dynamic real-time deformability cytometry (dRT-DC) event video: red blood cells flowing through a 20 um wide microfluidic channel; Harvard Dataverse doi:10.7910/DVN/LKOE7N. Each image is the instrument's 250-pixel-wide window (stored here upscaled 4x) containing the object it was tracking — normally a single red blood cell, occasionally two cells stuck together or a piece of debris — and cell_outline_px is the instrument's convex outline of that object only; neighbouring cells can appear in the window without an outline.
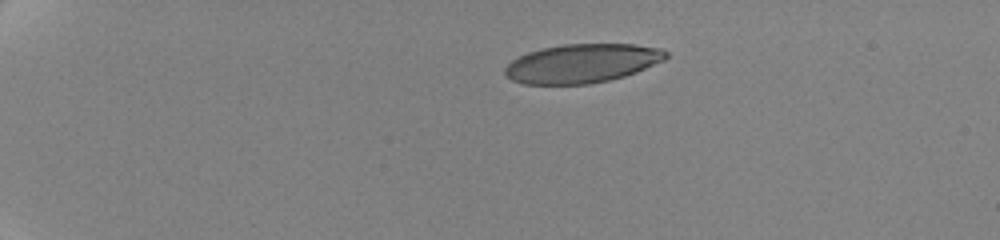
{"species": "human", "species_latin": "Homo sapiens", "temperature_condition": "cold", "stored_images_in_passage": 34, "camera_frame_rate_fps": 3000, "um_per_image_px": 0.085, "donor": {"sex": "female"}, "frame": {"image": 1, "passage_image": 1, "time_ms": 0.0, "image_size_px": [1000, 240], "cell_outline_px": [[668, 56], [664, 60], [636, 72], [624, 76], [608, 80], [588, 84], [520, 84], [512, 80], [504, 72], [504, 68], [512, 60], [528, 52], [544, 48], [564, 44], [636, 44], [660, 48], [668, 52]], "centroid_in_image_um": [49.48, 5.38], "position_along_channel_um": 35.5, "area_um2": 36.36}}
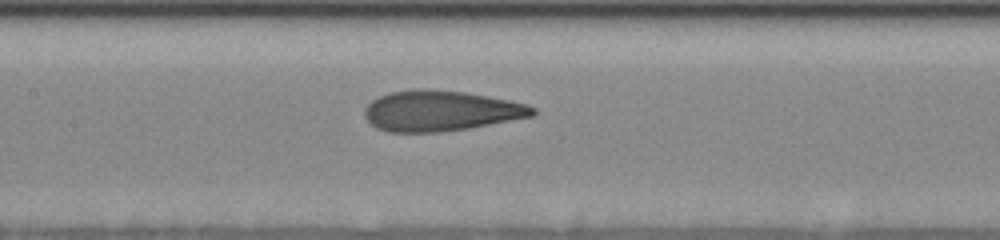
{"frame": {"image": 2, "passage_image": 18, "time_ms": 6.333, "image_size_px": [1000, 240], "cell_outline_px": [[536, 112], [532, 116], [468, 128], [440, 132], [388, 132], [376, 128], [364, 116], [364, 108], [372, 100], [380, 96], [392, 92], [412, 88], [428, 88], [464, 92], [488, 96], [508, 100], [524, 104], [536, 108]], "centroid_in_image_um": [37.41, 9.41], "position_along_channel_um": 170.0, "area_um2": 39.59}}
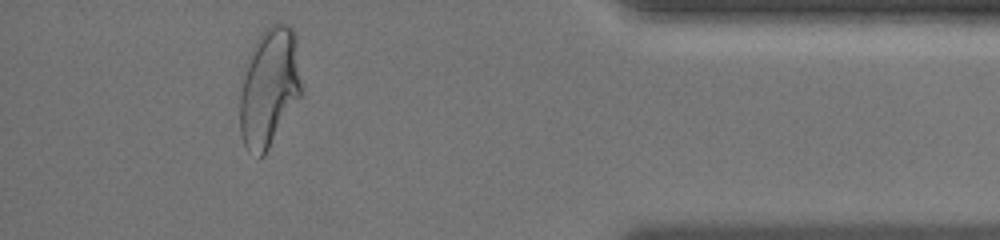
{"frame": {"image": 3, "passage_image": 31, "time_ms": 14.0, "image_size_px": [1000, 240], "cell_outline_px": [[300, 96], [264, 156], [260, 160], [248, 152], [244, 144], [240, 132], [240, 96], [244, 64], [256, 40], [264, 28], [272, 24], [288, 24], [292, 28], [296, 36], [300, 84]], "centroid_in_image_um": [22.84, 7.44], "position_along_channel_um": 412.4, "area_um2": 42.66}, "authors_computed_cell_mechanics": {"area_um2": 39.593, "velocity_mm_per_s": 3.5213, "shape_relaxation_time_tau1_ms": 6.2076, "shape_relaxation_time_tau2_ms": 1.1266, "deformation_change_tau1": 0.2052, "deformation_change_tau2": 0.0778}}